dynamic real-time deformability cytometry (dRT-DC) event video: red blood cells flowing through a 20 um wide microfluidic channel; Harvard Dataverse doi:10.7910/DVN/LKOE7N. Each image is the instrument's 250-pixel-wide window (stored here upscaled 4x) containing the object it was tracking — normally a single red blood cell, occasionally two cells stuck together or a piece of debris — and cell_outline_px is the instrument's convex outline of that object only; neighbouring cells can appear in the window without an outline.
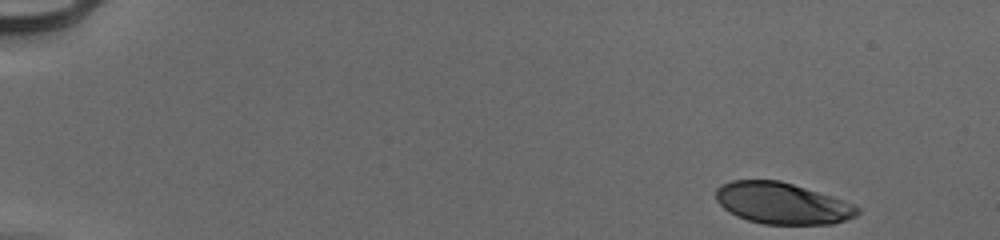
{"species": "human", "species_latin": "Homo sapiens", "temperature_condition": "cold", "stored_images_in_passage": 50, "camera_frame_rate_fps": 3000, "um_per_image_px": 0.085, "donor": {"sex": "male"}, "frame": {"image": 1, "passage_image": 1, "time_ms": 0.0, "image_size_px": [1000, 240], "cell_outline_px": [[860, 212], [856, 216], [832, 224], [764, 224], [748, 220], [736, 216], [728, 212], [716, 200], [716, 188], [720, 184], [732, 180], [780, 180], [832, 196], [844, 200], [860, 208]], "centroid_in_image_um": [66.47, 17.27], "position_along_channel_um": 18.5, "area_um2": 34.22}}
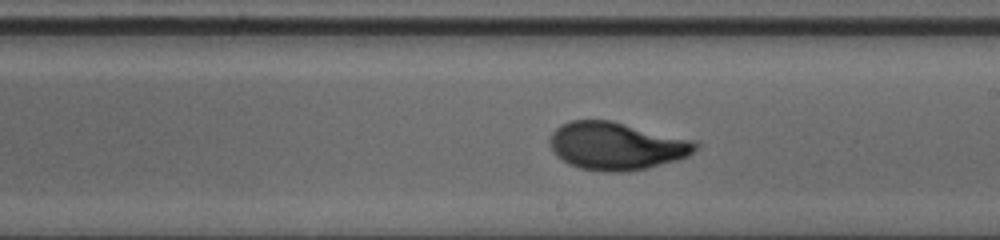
{"frame": {"image": 2, "passage_image": 29, "time_ms": 9.333, "image_size_px": [1000, 240], "cell_outline_px": [[700, 144], [688, 156], [676, 160], [648, 168], [620, 172], [604, 172], [580, 168], [568, 164], [556, 156], [552, 152], [548, 140], [552, 132], [560, 124], [572, 120], [612, 120], [696, 140]], "centroid_in_image_um": [52.38, 12.4], "position_along_channel_um": 236.6, "area_um2": 40.98}}
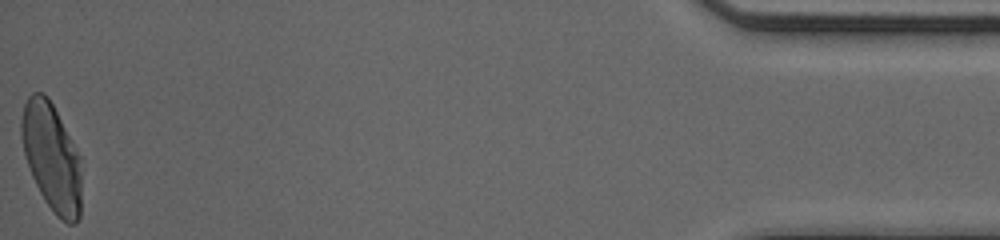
{"frame": {"image": 3, "passage_image": 50, "time_ms": 16.333, "image_size_px": [1000, 240], "cell_outline_px": [[80, 216], [76, 224], [68, 224], [60, 220], [56, 216], [44, 200], [32, 176], [24, 152], [20, 136], [20, 120], [24, 104], [28, 96], [32, 92], [44, 92], [48, 96], [80, 156]], "centroid_in_image_um": [4.37, 13.36], "position_along_channel_um": 430.8, "area_um2": 37.74}, "authors_computed_cell_mechanics": {"area_um2": 38.0613, "velocity_mm_per_s": 3.9526, "shape_relaxation_time_tau1_ms": 3.6965, "shape_relaxation_time_tau2_ms": null, "deformation_change_tau1": 0.1721, "deformation_change_tau2": null}}